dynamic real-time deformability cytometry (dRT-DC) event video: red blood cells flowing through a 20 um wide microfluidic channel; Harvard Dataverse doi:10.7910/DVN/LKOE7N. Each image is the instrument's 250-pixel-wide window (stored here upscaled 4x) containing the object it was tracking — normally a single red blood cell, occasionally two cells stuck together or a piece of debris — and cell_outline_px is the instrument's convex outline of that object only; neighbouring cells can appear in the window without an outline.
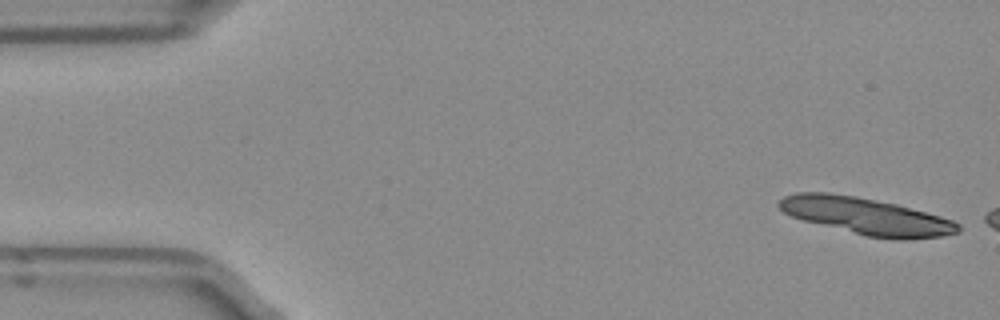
{"species": "Egyptian fruit bat (a non-hibernating species)", "species_latin": "Rousettus aegyptiacus", "temperature_condition": "room temperature", "stored_images_in_passage": 5, "segment_of_instrument_passage": [2, 2], "camera_frame_rate_fps": 3000, "um_per_image_px": 0.085, "frame": {"image": 1, "passage_image": 5, "time_ms": 1.333, "image_size_px": [1000, 320], "cell_outline_px": [[960, 232], [940, 236], [868, 236], [804, 220], [792, 216], [784, 212], [776, 204], [784, 196], [796, 192], [828, 192], [856, 196], [896, 204], [940, 216], [952, 220], [960, 224]], "centroid_in_image_um": [73.54, 18.31], "position_along_channel_um": 11.5, "area_um2": 36.99}}